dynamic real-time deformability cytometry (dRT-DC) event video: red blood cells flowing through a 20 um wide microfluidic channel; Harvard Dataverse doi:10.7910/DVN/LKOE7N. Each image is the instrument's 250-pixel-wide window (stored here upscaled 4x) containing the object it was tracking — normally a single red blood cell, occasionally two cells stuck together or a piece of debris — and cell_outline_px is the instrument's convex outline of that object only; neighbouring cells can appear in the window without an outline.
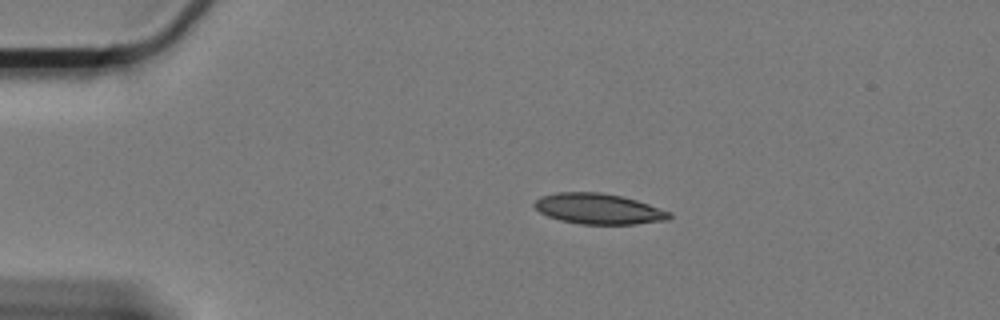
{"species": "Egyptian fruit bat (a non-hibernating species)", "species_latin": "Rousettus aegyptiacus", "temperature_condition": "cold", "stored_images_in_passage": 28, "camera_frame_rate_fps": 3000, "um_per_image_px": 0.085, "animal": {"sex": "female"}, "frame": {"image": 1, "passage_image": 1, "time_ms": 0.0, "image_size_px": [1000, 320], "cell_outline_px": [[672, 216], [668, 220], [636, 224], [580, 224], [560, 220], [548, 216], [540, 212], [532, 204], [540, 196], [556, 192], [600, 192], [620, 196], [636, 200], [672, 212]], "centroid_in_image_um": [50.88, 17.75], "position_along_channel_um": 34.1, "area_um2": 24.1}}
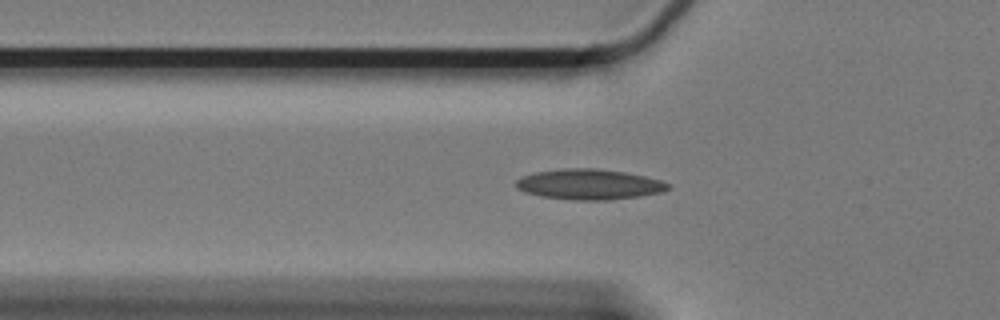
{"frame": {"image": 2, "passage_image": 9, "time_ms": 2.667, "image_size_px": [1000, 320], "cell_outline_px": [[672, 188], [660, 192], [640, 196], [608, 200], [572, 200], [544, 196], [528, 192], [516, 188], [516, 180], [520, 176], [532, 172], [564, 168], [596, 168], [624, 172], [644, 176], [660, 180], [672, 184]], "centroid_in_image_um": [50.09, 15.66], "position_along_channel_um": 75.7, "area_um2": 26.99}}
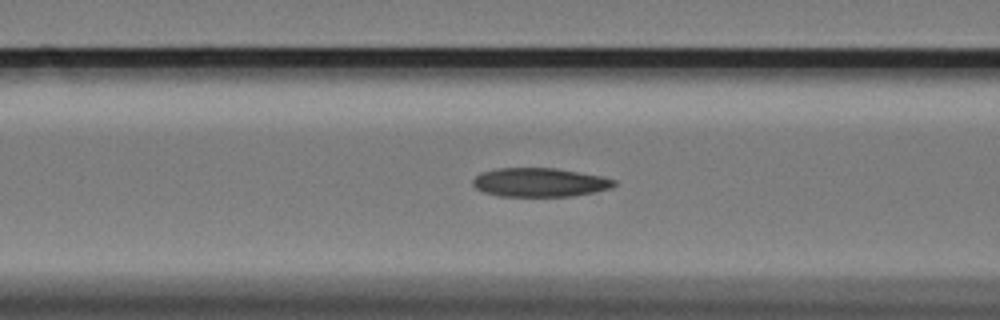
{"frame": {"image": 3, "passage_image": 13, "time_ms": 4.0, "image_size_px": [1000, 320], "cell_outline_px": [[616, 184], [612, 188], [572, 196], [500, 196], [484, 192], [476, 188], [472, 184], [472, 180], [480, 172], [496, 168], [556, 168], [604, 176], [616, 180]], "centroid_in_image_um": [45.88, 15.49], "position_along_channel_um": 120.7, "area_um2": 23.87}}